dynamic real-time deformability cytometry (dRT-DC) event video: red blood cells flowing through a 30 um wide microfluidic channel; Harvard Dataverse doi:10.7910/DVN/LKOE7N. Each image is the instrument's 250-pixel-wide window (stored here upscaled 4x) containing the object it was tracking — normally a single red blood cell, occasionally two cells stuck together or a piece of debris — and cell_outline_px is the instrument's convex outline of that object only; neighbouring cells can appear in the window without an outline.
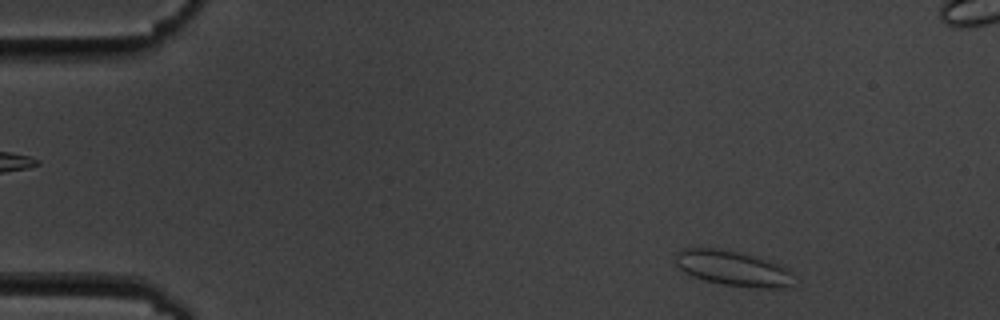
{"species": "common noctule bat (a hibernating species)", "species_latin": "Nyctalus noctula", "temperature_condition": "cold", "stored_images_in_passage": 5, "camera_frame_rate_fps": 3000, "um_per_image_px": 0.085, "animal": {"sex": "male", "body_mass_g": 19.5, "forearm_length_mm": 54.6}, "frame": {"image": 1, "passage_image": 1, "time_ms": 0.0, "image_size_px": [1000, 320], "cell_outline_px": [[796, 284], [784, 288], [760, 288], [724, 284], [704, 280], [692, 276], [684, 272], [676, 264], [676, 252], [684, 248], [720, 248], [756, 256], [780, 264], [788, 268], [792, 272]], "centroid_in_image_um": [62.36, 22.81], "position_along_channel_um": 22.6, "area_um2": 24.51}}
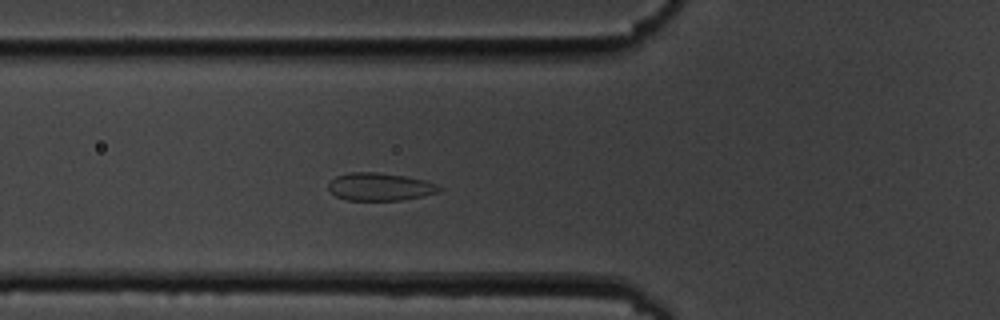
{"frame": {"image": 2, "passage_image": 5, "time_ms": 4.333, "image_size_px": [1000, 320], "cell_outline_px": [[444, 188], [440, 192], [424, 196], [400, 200], [344, 200], [336, 196], [328, 188], [328, 184], [336, 176], [348, 172], [376, 172], [404, 176], [424, 180], [436, 184]], "centroid_in_image_um": [32.31, 15.88], "position_along_channel_um": 93.5, "area_um2": 17.98}}